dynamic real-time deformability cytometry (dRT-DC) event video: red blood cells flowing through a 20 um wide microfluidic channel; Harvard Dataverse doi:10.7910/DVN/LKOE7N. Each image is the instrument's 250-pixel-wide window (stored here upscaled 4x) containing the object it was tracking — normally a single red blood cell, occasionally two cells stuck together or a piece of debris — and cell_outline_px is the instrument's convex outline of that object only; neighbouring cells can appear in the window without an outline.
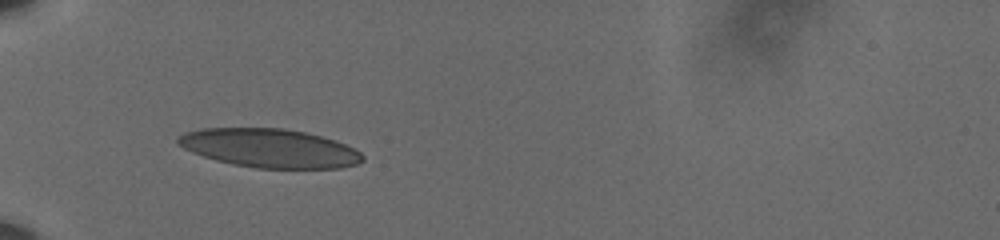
{"species": "human", "species_latin": "Homo sapiens", "temperature_condition": "cold", "stored_images_in_passage": 5, "camera_frame_rate_fps": 3000, "um_per_image_px": 0.085, "donor": {"sex": "male"}, "frame": {"image": 1, "passage_image": 4, "time_ms": 1.0, "image_size_px": [1000, 240], "cell_outline_px": [[364, 160], [356, 164], [340, 168], [256, 168], [232, 164], [216, 160], [192, 152], [176, 144], [176, 136], [184, 132], [200, 128], [284, 128], [304, 132], [336, 140], [360, 152], [364, 156]], "centroid_in_image_um": [22.87, 12.59], "position_along_channel_um": 62.1, "area_um2": 41.73}}